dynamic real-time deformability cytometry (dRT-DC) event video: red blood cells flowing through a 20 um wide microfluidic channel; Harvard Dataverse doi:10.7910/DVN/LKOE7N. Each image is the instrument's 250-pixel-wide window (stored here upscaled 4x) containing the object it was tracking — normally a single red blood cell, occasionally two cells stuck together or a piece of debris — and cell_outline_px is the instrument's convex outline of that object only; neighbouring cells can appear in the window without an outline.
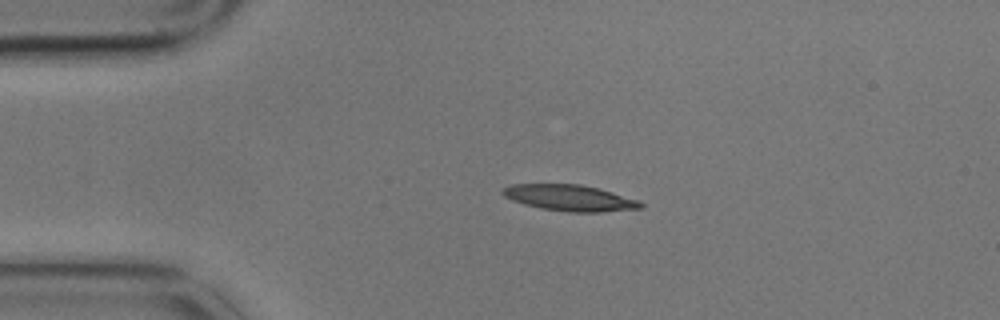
{"species": "common noctule bat (a hibernating species)", "species_latin": "Nyctalus noctula", "temperature_condition": "cold", "stored_images_in_passage": 2, "camera_frame_rate_fps": 3000, "um_per_image_px": 0.085, "animal": {"sex": "male", "body_mass_g": 17.9}, "frame": {"image": 1, "passage_image": 1, "time_ms": 0.0, "image_size_px": [1000, 320], "cell_outline_px": [[644, 208], [600, 212], [568, 212], [540, 208], [524, 204], [512, 200], [504, 196], [500, 192], [504, 188], [512, 184], [580, 184], [612, 192], [640, 200], [644, 204]], "centroid_in_image_um": [48.45, 16.82], "position_along_channel_um": 36.5, "area_um2": 21.04}}